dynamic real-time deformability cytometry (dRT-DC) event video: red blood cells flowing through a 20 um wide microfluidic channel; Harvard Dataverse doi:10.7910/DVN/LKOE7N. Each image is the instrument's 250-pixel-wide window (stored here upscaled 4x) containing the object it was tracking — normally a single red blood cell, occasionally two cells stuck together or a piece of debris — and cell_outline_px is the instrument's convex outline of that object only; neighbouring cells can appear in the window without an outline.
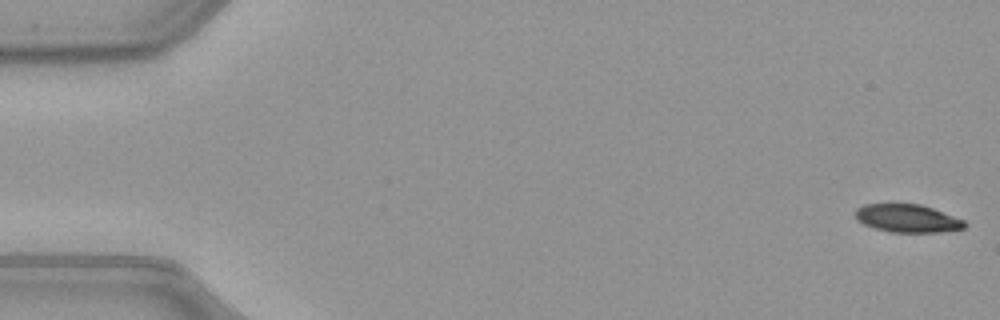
{"species": "common noctule bat (a hibernating species)", "species_latin": "Nyctalus noctula", "temperature_condition": "warm", "stored_images_in_passage": 51, "camera_frame_rate_fps": 3000, "um_per_image_px": 0.085, "animal": {"sex": "female", "body_mass_g": 21.9}, "frame": {"image": 1, "passage_image": 1, "time_ms": 0.0, "image_size_px": [1000, 320], "cell_outline_px": [[968, 224], [964, 228], [940, 232], [888, 232], [864, 224], [856, 220], [856, 208], [864, 204], [920, 204], [932, 208], [964, 220]], "centroid_in_image_um": [77.13, 18.56], "position_along_channel_um": 7.9, "area_um2": 17.74}}
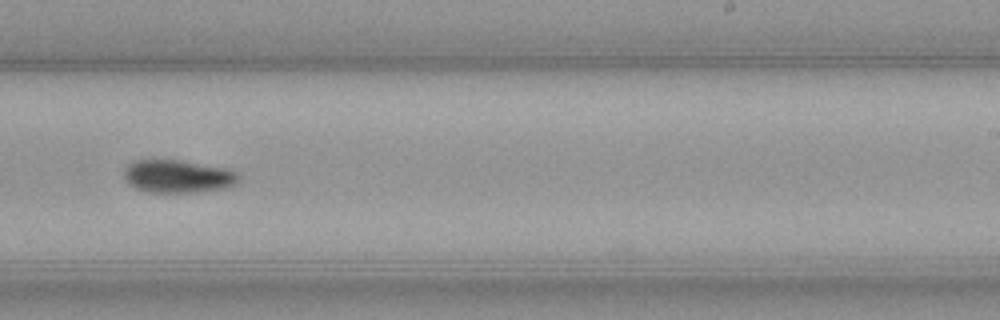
{"frame": {"image": 2, "passage_image": 32, "time_ms": 10.333, "image_size_px": [1000, 320], "cell_outline_px": [[240, 180], [236, 184], [228, 188], [196, 192], [148, 192], [136, 188], [128, 184], [124, 180], [124, 168], [132, 160], [180, 160], [228, 168], [240, 172]], "centroid_in_image_um": [15.15, 14.98], "position_along_channel_um": 273.8, "area_um2": 22.43}}
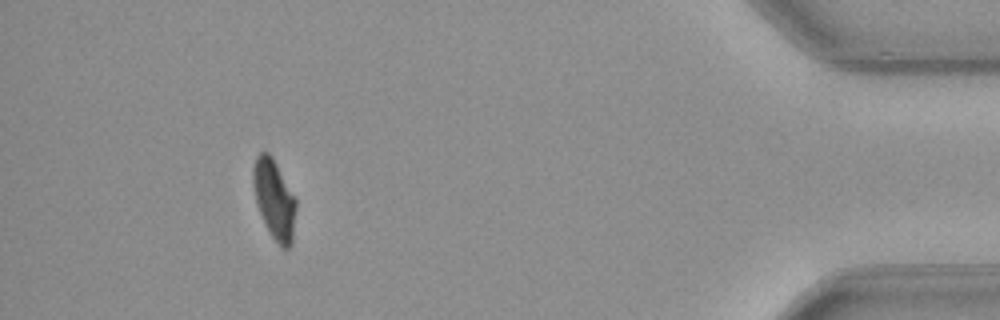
{"frame": {"image": 3, "passage_image": 47, "time_ms": 15.333, "image_size_px": [1000, 320], "cell_outline_px": [[296, 208], [292, 244], [288, 248], [284, 248], [272, 236], [260, 212], [256, 200], [252, 184], [252, 168], [256, 156], [260, 152], [268, 152], [272, 156], [296, 200]], "centroid_in_image_um": [23.3, 16.9], "position_along_channel_um": 411.9, "area_um2": 19.48}, "authors_computed_cell_mechanics": {"area_um2": 20.808, "velocity_mm_per_s": 4.0261, "shape_relaxation_time_tau1_ms": 3.3107, "shape_relaxation_time_tau2_ms": null, "deformation_change_tau1": 0.1605, "deformation_change_tau2": null}}